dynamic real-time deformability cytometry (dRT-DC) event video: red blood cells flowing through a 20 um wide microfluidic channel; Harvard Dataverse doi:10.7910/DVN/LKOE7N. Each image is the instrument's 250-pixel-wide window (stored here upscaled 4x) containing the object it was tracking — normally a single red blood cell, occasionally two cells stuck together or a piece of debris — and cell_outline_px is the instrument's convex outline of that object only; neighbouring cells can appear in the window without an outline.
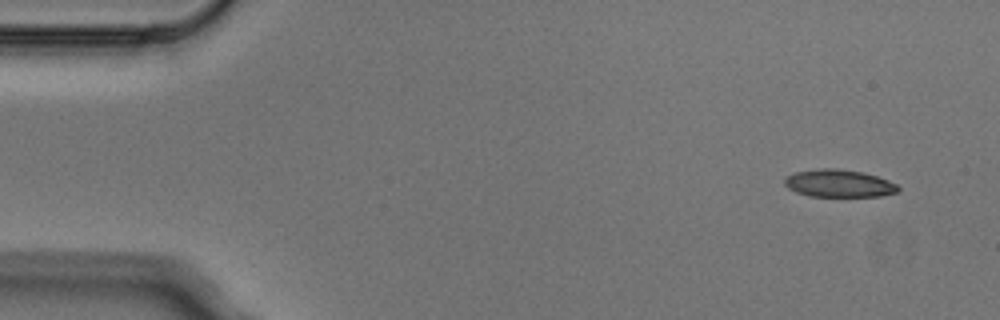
{"species": "Egyptian fruit bat (a non-hibernating species)", "species_latin": "Rousettus aegyptiacus", "temperature_condition": "cold", "stored_images_in_passage": 3, "camera_frame_rate_fps": 3000, "um_per_image_px": 0.085, "animal": {"sex": "male"}, "frame": {"image": 1, "passage_image": 1, "time_ms": 0.0, "image_size_px": [1000, 320], "cell_outline_px": [[900, 192], [880, 196], [808, 196], [796, 192], [788, 188], [784, 184], [784, 180], [788, 176], [796, 172], [820, 168], [836, 168], [860, 172], [876, 176], [888, 180], [896, 184], [900, 188]], "centroid_in_image_um": [71.32, 15.59], "position_along_channel_um": 13.7, "area_um2": 18.15}}